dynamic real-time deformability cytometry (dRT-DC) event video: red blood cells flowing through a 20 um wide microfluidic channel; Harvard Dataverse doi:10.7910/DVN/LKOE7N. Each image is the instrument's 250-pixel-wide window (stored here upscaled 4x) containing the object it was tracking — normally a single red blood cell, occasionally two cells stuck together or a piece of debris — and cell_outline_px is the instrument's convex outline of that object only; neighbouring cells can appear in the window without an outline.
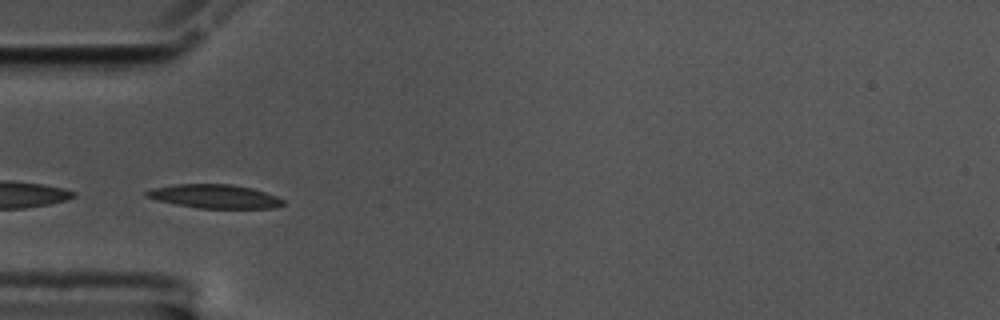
{"species": "common noctule bat (a hibernating species)", "species_latin": "Nyctalus noctula", "temperature_condition": "cold", "stored_images_in_passage": 48, "segment_of_instrument_passage": [2, 2], "camera_frame_rate_fps": 3000, "um_per_image_px": 0.085, "animal": {"sex": "male", "body_mass_g": 17.5, "forearm_length_mm": 52.3}, "frame": {"image": 1, "passage_image": 10, "time_ms": 3.0, "image_size_px": [1000, 320], "cell_outline_px": [[284, 204], [276, 208], [200, 208], [176, 204], [156, 200], [144, 196], [144, 192], [152, 188], [176, 184], [232, 184], [252, 188], [276, 196], [284, 200]], "centroid_in_image_um": [18.23, 16.69], "position_along_channel_um": 66.8, "area_um2": 18.9}}
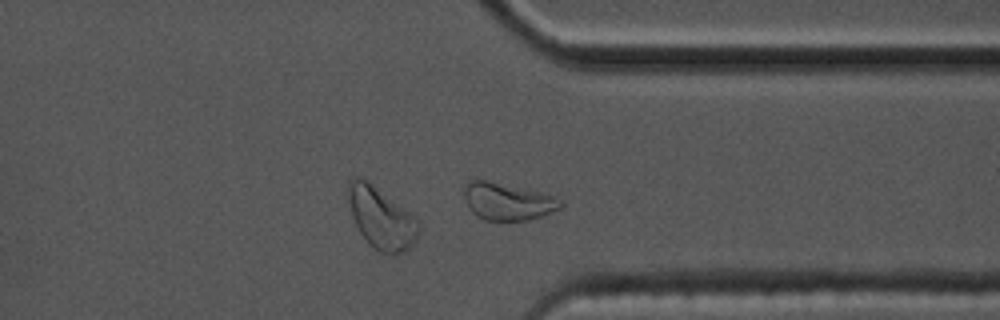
{"frame": {"image": 2, "passage_image": 36, "time_ms": 11.667, "image_size_px": [1000, 320], "cell_outline_px": [[564, 204], [560, 208], [540, 216], [528, 220], [484, 220], [476, 216], [468, 208], [464, 196], [464, 188], [468, 180], [484, 180], [544, 192], [556, 196]], "centroid_in_image_um": [43.14, 17.12], "position_along_channel_um": 368.3, "area_um2": 20.98}}